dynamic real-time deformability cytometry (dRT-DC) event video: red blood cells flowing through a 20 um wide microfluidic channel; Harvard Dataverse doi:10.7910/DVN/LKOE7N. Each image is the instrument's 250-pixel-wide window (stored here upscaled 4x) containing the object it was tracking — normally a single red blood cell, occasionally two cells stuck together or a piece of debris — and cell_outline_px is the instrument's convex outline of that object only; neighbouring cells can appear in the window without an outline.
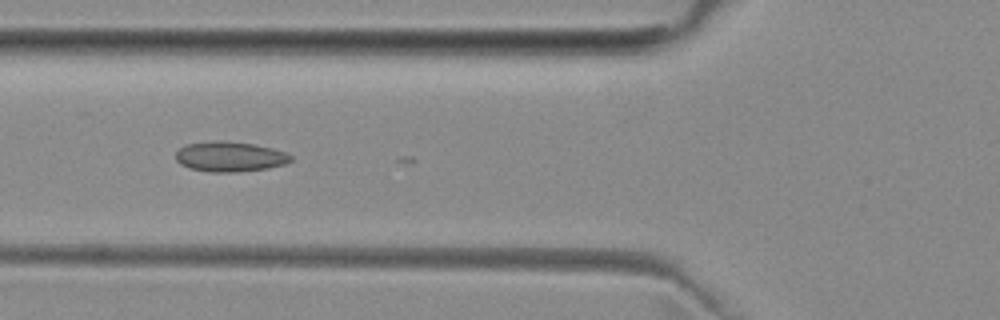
{"species": "common noctule bat (a hibernating species)", "species_latin": "Nyctalus noctula", "temperature_condition": "room temperature", "stored_images_in_passage": 5, "camera_frame_rate_fps": 3000, "um_per_image_px": 0.085, "animal": {"sex": "female", "body_mass_g": 29.2, "forearm_length_mm": 56.3}, "frame": {"image": 1, "passage_image": 5, "time_ms": 4.667, "image_size_px": [1000, 320], "cell_outline_px": [[292, 160], [284, 164], [268, 168], [236, 172], [212, 172], [188, 168], [180, 164], [176, 160], [176, 152], [184, 144], [216, 140], [220, 140], [252, 144], [272, 148], [284, 152], [292, 156]], "centroid_in_image_um": [19.5, 13.31], "position_along_channel_um": 106.3, "area_um2": 20.17}}